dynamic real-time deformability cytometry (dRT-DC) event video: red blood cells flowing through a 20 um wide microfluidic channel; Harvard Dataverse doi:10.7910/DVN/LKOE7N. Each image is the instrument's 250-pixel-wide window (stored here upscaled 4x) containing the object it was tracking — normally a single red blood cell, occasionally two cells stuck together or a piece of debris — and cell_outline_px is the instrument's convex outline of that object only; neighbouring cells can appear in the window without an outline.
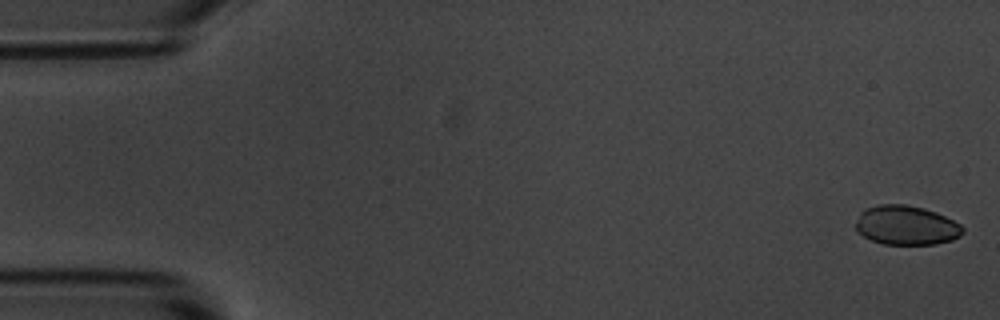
{"species": "common noctule bat (a hibernating species)", "species_latin": "Nyctalus noctula", "temperature_condition": "room temperature", "stored_images_in_passage": 55, "camera_frame_rate_fps": 3000, "um_per_image_px": 0.085, "animal": {"sex": "male", "body_mass_g": 20.1, "forearm_length_mm": 53.5}, "frame": {"image": 1, "passage_image": 1, "time_ms": 0.0, "image_size_px": [1000, 320], "cell_outline_px": [[964, 232], [960, 236], [952, 240], [936, 244], [884, 244], [872, 240], [856, 232], [856, 220], [860, 212], [864, 208], [880, 204], [904, 204], [924, 208], [936, 212], [960, 224], [964, 228]], "centroid_in_image_um": [77.02, 19.14], "position_along_channel_um": 8.0, "area_um2": 24.62}}
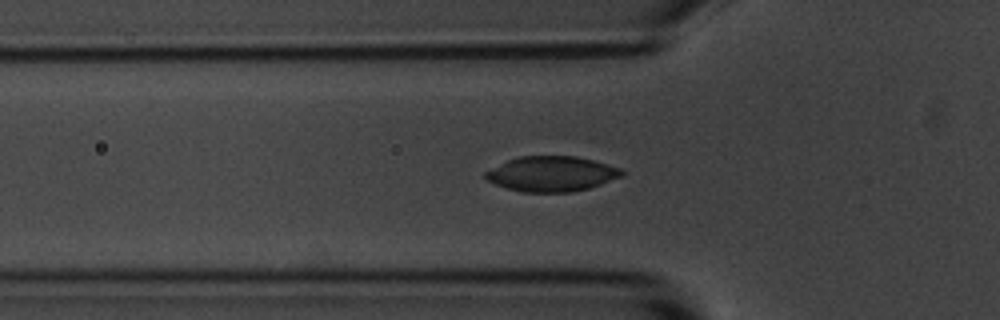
{"frame": {"image": 2, "passage_image": 18, "time_ms": 5.667, "image_size_px": [1000, 320], "cell_outline_px": [[624, 176], [588, 188], [572, 192], [524, 192], [508, 188], [484, 180], [484, 172], [508, 160], [520, 156], [576, 156], [592, 160], [620, 168], [624, 172]], "centroid_in_image_um": [46.88, 14.78], "position_along_channel_um": 78.9, "area_um2": 27.8}}
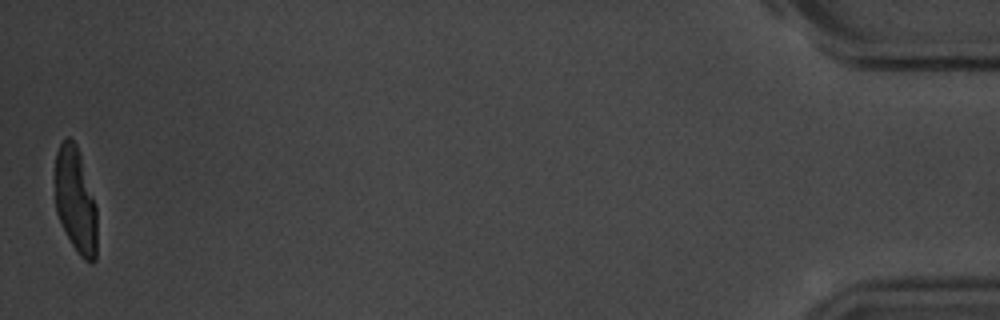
{"frame": {"image": 3, "passage_image": 55, "time_ms": 18.0, "image_size_px": [1000, 320], "cell_outline_px": [[96, 260], [92, 264], [84, 260], [76, 252], [56, 212], [56, 152], [60, 144], [68, 136], [76, 144], [80, 156], [96, 208]], "centroid_in_image_um": [6.42, 17.09], "position_along_channel_um": 428.8, "area_um2": 25.2}, "authors_computed_cell_mechanics": {"area_um2": 26.7036, "velocity_mm_per_s": 3.594, "shape_relaxation_time_tau1_ms": 2.6494, "shape_relaxation_time_tau2_ms": 10.7567, "deformation_change_tau1": 0.1444, "deformation_change_tau2": 0.1183}}